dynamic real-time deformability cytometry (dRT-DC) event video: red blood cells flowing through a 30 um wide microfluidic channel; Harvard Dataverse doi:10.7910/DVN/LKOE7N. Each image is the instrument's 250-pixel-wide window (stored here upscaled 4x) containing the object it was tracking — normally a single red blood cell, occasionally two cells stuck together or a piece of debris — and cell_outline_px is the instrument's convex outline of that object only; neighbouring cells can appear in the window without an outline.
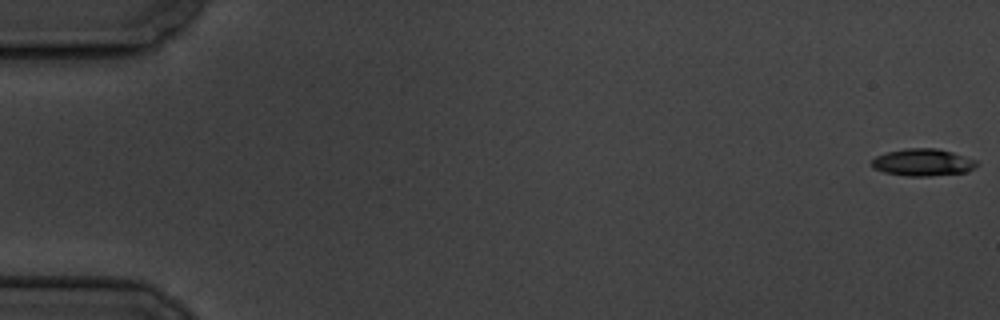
{"species": "common noctule bat (a hibernating species)", "species_latin": "Nyctalus noctula", "temperature_condition": "cold", "stored_images_in_passage": 11, "camera_frame_rate_fps": 3000, "um_per_image_px": 0.085, "animal": {"sex": "male", "body_mass_g": 19.5, "forearm_length_mm": 54.6}, "frame": {"image": 1, "passage_image": 1, "time_ms": 0.0, "image_size_px": [1000, 320], "cell_outline_px": [[980, 164], [964, 172], [928, 176], [908, 176], [884, 172], [872, 168], [872, 160], [876, 156], [888, 152], [904, 148], [936, 148], [952, 152], [976, 160]], "centroid_in_image_um": [78.42, 13.79], "position_along_channel_um": 6.6, "area_um2": 16.47}}